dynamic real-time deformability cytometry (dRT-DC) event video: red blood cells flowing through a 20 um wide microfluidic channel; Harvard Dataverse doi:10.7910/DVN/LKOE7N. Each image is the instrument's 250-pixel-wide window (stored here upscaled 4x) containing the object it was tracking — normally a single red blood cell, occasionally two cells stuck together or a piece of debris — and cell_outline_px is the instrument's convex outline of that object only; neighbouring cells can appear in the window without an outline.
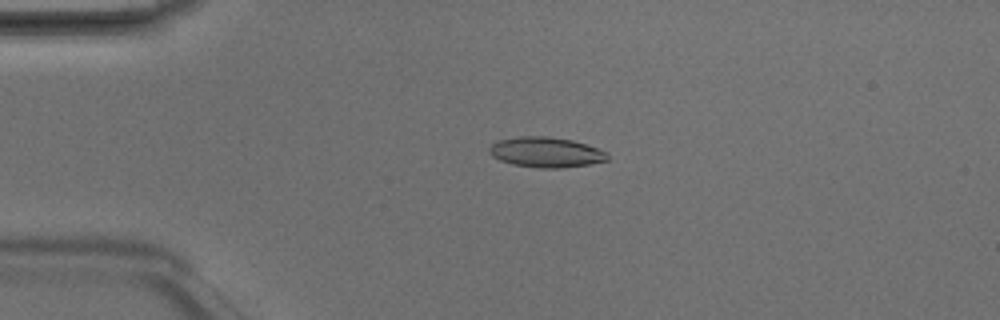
{"species": "Egyptian fruit bat (a non-hibernating species)", "species_latin": "Rousettus aegyptiacus", "temperature_condition": "room temperature", "stored_images_in_passage": 2, "camera_frame_rate_fps": 3000, "um_per_image_px": 0.085, "animal": {"sex": "male"}, "frame": {"image": 1, "passage_image": 1, "time_ms": 0.0, "image_size_px": [1000, 320], "cell_outline_px": [[608, 160], [588, 164], [564, 168], [540, 168], [512, 164], [500, 160], [492, 156], [488, 152], [488, 148], [496, 140], [520, 136], [548, 136], [572, 140], [608, 152]], "centroid_in_image_um": [46.37, 12.94], "position_along_channel_um": 38.6, "area_um2": 20.87}}